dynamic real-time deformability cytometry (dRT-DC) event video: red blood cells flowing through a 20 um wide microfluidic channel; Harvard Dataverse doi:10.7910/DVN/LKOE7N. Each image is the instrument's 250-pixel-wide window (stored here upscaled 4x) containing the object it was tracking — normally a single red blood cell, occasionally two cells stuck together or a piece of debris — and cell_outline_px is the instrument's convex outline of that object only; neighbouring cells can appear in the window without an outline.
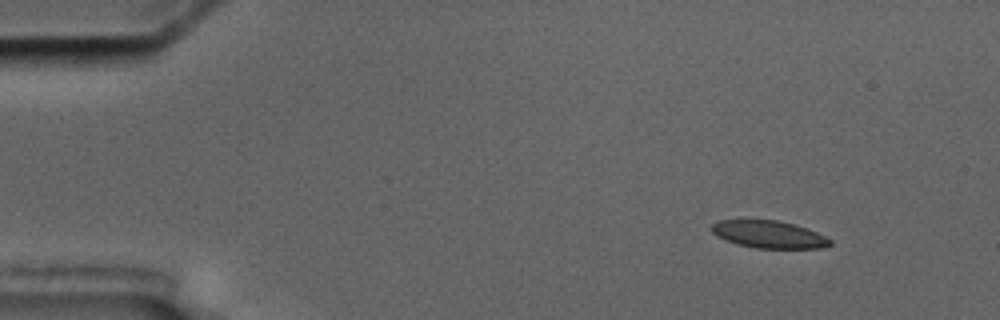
{"species": "common noctule bat (a hibernating species)", "species_latin": "Nyctalus noctula", "temperature_condition": "cold", "stored_images_in_passage": 4, "camera_frame_rate_fps": 3000, "um_per_image_px": 0.085, "animal": {"sex": "male", "body_mass_g": 17.5, "forearm_length_mm": 52.3}, "frame": {"image": 1, "passage_image": 1, "time_ms": 0.0, "image_size_px": [1000, 320], "cell_outline_px": [[832, 244], [820, 248], [756, 248], [740, 244], [716, 236], [712, 232], [712, 224], [716, 220], [744, 216], [748, 216], [776, 220], [808, 228], [832, 240]], "centroid_in_image_um": [65.27, 19.85], "position_along_channel_um": 19.7, "area_um2": 19.59}}
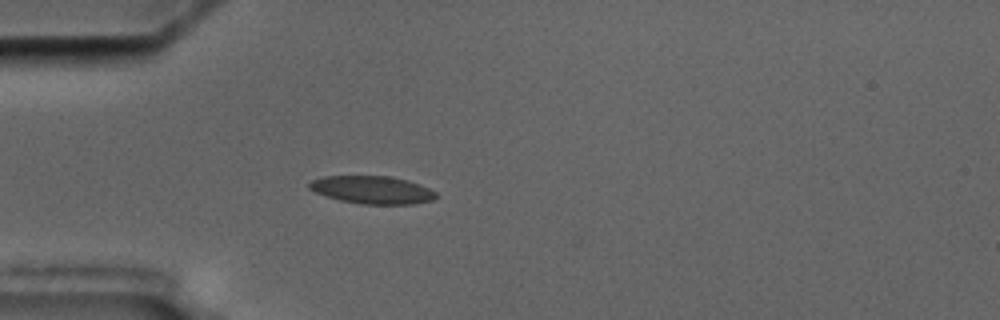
{"frame": {"image": 2, "passage_image": 4, "time_ms": 3.333, "image_size_px": [1000, 320], "cell_outline_px": [[436, 196], [432, 200], [412, 204], [364, 204], [340, 200], [316, 192], [308, 188], [308, 184], [312, 180], [324, 176], [388, 176], [408, 180], [420, 184], [436, 192]], "centroid_in_image_um": [31.64, 16.13], "position_along_channel_um": 53.4, "area_um2": 20.35}}